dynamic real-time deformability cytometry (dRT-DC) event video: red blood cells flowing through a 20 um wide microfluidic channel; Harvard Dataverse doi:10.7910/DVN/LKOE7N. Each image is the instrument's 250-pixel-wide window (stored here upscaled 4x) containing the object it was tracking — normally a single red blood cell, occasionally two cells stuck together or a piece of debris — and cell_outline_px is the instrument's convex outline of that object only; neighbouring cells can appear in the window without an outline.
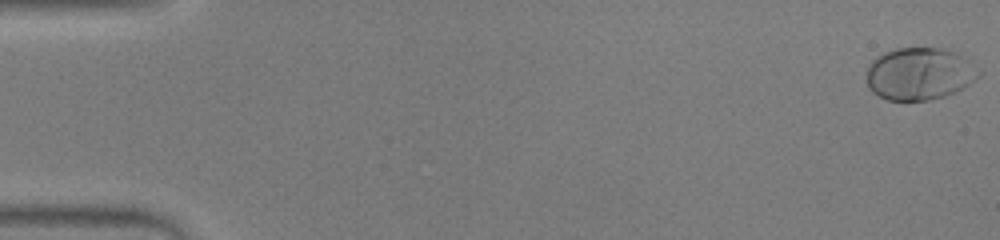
{"species": "human", "species_latin": "Homo sapiens", "temperature_condition": "warm", "stored_images_in_passage": 53, "camera_frame_rate_fps": 3000, "um_per_image_px": 0.085, "donor": {"sex": "male"}, "frame": {"image": 1, "passage_image": 1, "time_ms": 0.0, "image_size_px": [1000, 240], "cell_outline_px": [[980, 76], [956, 92], [944, 96], [928, 100], [888, 100], [872, 92], [868, 88], [868, 68], [872, 60], [876, 56], [884, 52], [896, 48], [940, 48], [952, 52], [960, 56], [980, 72]], "centroid_in_image_um": [78.11, 6.28], "position_along_channel_um": 6.9, "area_um2": 33.7}}
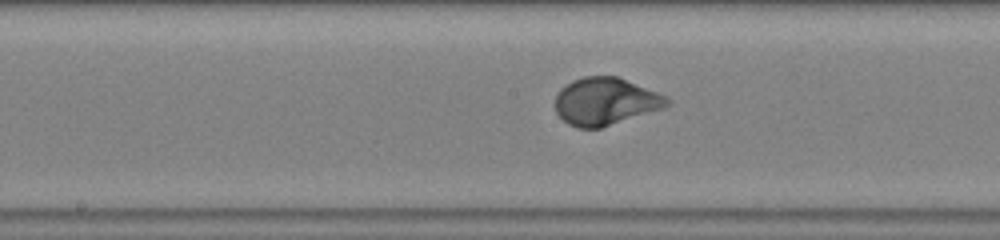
{"frame": {"image": 2, "passage_image": 28, "time_ms": 9.0, "image_size_px": [1000, 240], "cell_outline_px": [[672, 104], [664, 108], [600, 128], [576, 128], [568, 124], [556, 112], [556, 96], [560, 88], [572, 80], [584, 76], [616, 76], [668, 96], [672, 100]], "centroid_in_image_um": [51.48, 8.62], "position_along_channel_um": 196.7, "area_um2": 30.98}}
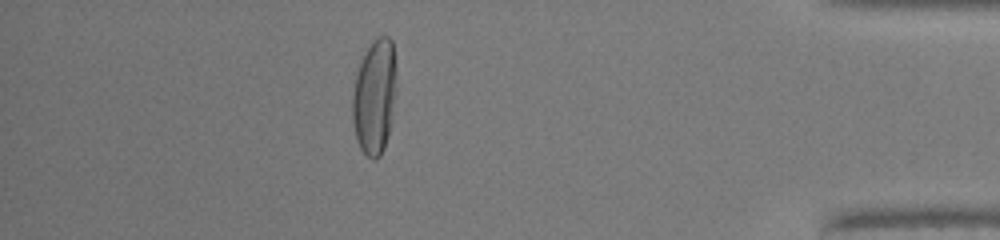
{"frame": {"image": 3, "passage_image": 47, "time_ms": 15.333, "image_size_px": [1000, 240], "cell_outline_px": [[396, 92], [388, 136], [384, 148], [380, 156], [376, 160], [372, 160], [360, 148], [356, 140], [352, 120], [352, 92], [356, 72], [372, 40], [376, 36], [388, 36], [392, 40], [396, 68]], "centroid_in_image_um": [31.83, 8.22], "position_along_channel_um": 403.4, "area_um2": 29.82}, "authors_computed_cell_mechanics": {"area_um2": 30.923, "velocity_mm_per_s": 3.9375, "shape_relaxation_time_tau1_ms": 2.9392, "shape_relaxation_time_tau2_ms": null, "deformation_change_tau1": 0.2066, "deformation_change_tau2": null}}